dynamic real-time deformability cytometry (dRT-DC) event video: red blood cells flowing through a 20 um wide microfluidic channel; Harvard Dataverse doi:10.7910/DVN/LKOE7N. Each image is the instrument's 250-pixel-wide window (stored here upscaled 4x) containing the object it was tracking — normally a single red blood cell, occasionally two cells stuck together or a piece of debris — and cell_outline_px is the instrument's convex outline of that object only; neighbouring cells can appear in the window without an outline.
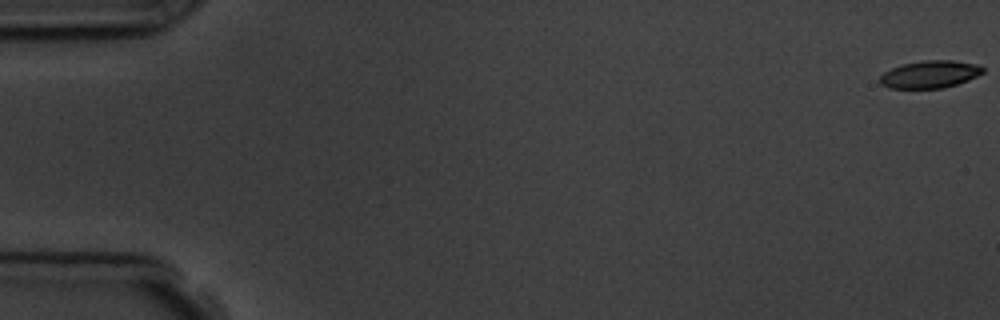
{"species": "common noctule bat (a hibernating species)", "species_latin": "Nyctalus noctula", "temperature_condition": "room temperature", "stored_images_in_passage": 7, "camera_frame_rate_fps": 3000, "um_per_image_px": 0.085, "animal": {"sex": "male", "body_mass_g": 19.5, "forearm_length_mm": 54.6}, "frame": {"image": 1, "passage_image": 1, "time_ms": 0.0, "image_size_px": [1000, 320], "cell_outline_px": [[984, 72], [968, 80], [944, 88], [888, 88], [880, 84], [880, 76], [884, 72], [892, 68], [904, 64], [924, 60], [952, 60], [976, 64], [984, 68]], "centroid_in_image_um": [79.04, 6.32], "position_along_channel_um": 6.0, "area_um2": 16.36}}
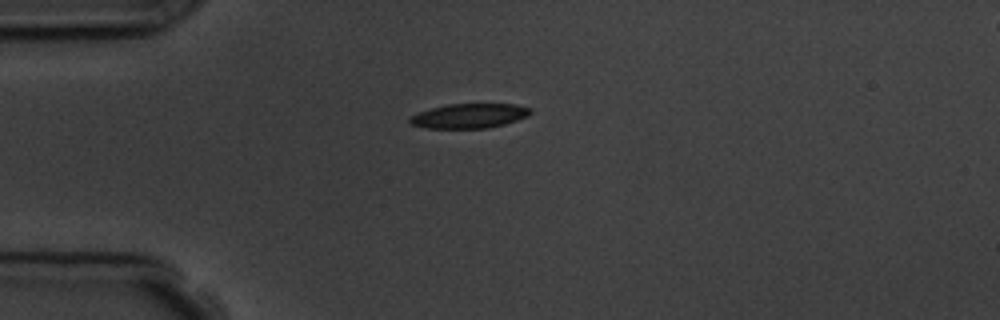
{"frame": {"image": 2, "passage_image": 5, "time_ms": 4.667, "image_size_px": [1000, 320], "cell_outline_px": [[532, 112], [528, 116], [504, 124], [488, 128], [428, 128], [408, 124], [408, 120], [412, 116], [420, 112], [432, 108], [448, 104], [516, 104], [532, 108]], "centroid_in_image_um": [39.91, 9.85], "position_along_channel_um": 45.1, "area_um2": 17.22}}
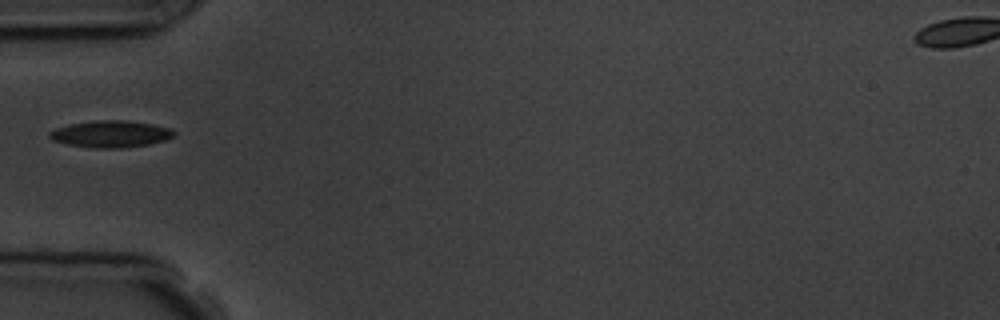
{"frame": {"image": 3, "passage_image": 6, "time_ms": 6.0, "image_size_px": [1000, 320], "cell_outline_px": [[176, 136], [164, 140], [148, 144], [120, 148], [92, 148], [68, 144], [52, 140], [48, 136], [48, 132], [56, 128], [68, 124], [96, 120], [124, 120], [152, 124], [172, 128], [176, 132]], "centroid_in_image_um": [9.41, 11.38], "position_along_channel_um": 75.6, "area_um2": 19.54}}